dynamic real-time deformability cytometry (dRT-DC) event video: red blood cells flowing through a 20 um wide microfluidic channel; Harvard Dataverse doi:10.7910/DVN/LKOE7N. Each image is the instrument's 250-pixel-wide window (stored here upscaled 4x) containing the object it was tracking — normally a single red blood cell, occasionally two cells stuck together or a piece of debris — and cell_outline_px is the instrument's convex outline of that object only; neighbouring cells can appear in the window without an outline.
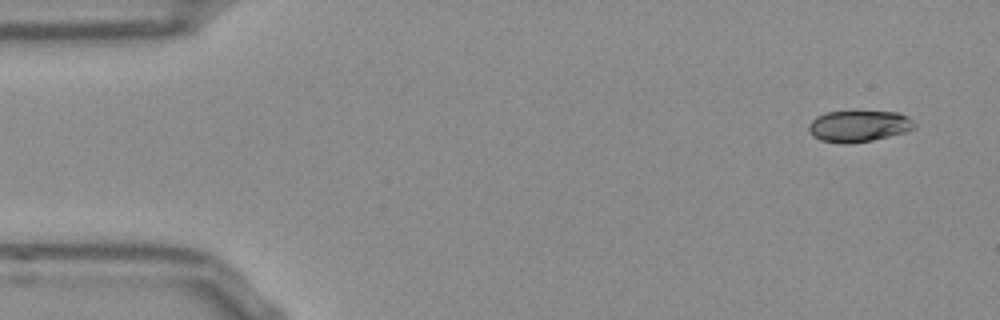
{"species": "Egyptian fruit bat (a non-hibernating species)", "species_latin": "Rousettus aegyptiacus", "temperature_condition": "room temperature", "stored_images_in_passage": 51, "camera_frame_rate_fps": 3000, "um_per_image_px": 0.085, "frame": {"image": 1, "passage_image": 1, "time_ms": 0.0, "image_size_px": [1000, 320], "cell_outline_px": [[916, 128], [904, 132], [872, 140], [844, 144], [820, 140], [812, 136], [808, 132], [808, 124], [816, 116], [824, 112], [856, 108], [896, 112], [908, 116], [916, 124]], "centroid_in_image_um": [72.96, 10.65], "position_along_channel_um": 12.0, "area_um2": 20.35}}
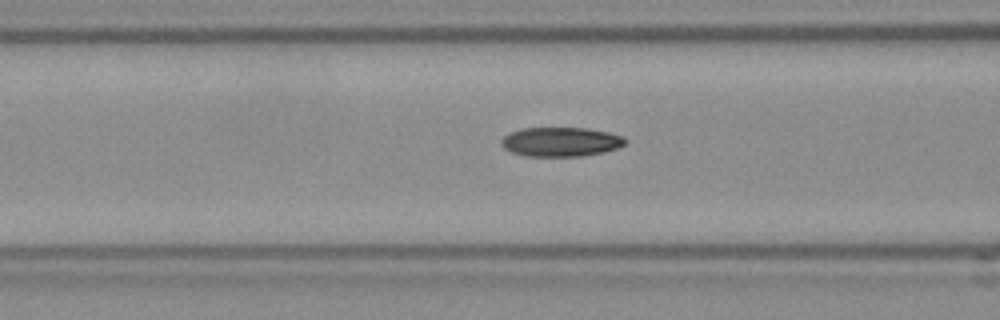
{"frame": {"image": 2, "passage_image": 18, "time_ms": 5.667, "image_size_px": [1000, 320], "cell_outline_px": [[624, 144], [616, 148], [604, 152], [584, 156], [524, 156], [512, 152], [504, 148], [500, 140], [504, 136], [520, 128], [588, 128], [608, 132], [624, 136]], "centroid_in_image_um": [47.65, 12.05], "position_along_channel_um": 118.9, "area_um2": 21.1}}
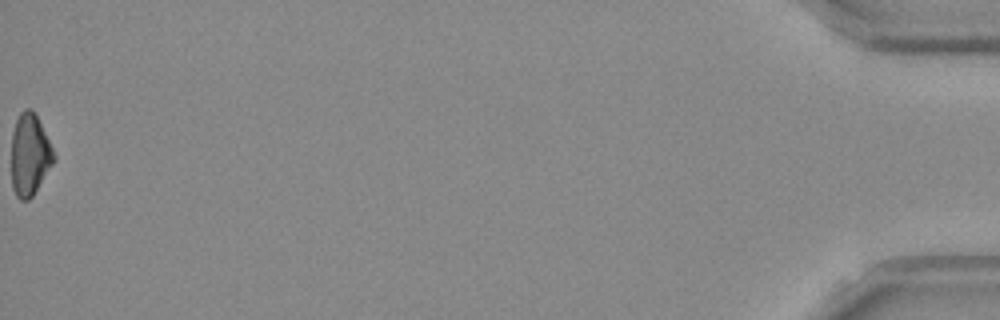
{"frame": {"image": 3, "passage_image": 51, "time_ms": 16.667, "image_size_px": [1000, 320], "cell_outline_px": [[56, 160], [32, 196], [28, 200], [20, 200], [16, 196], [12, 188], [12, 132], [16, 120], [20, 112], [24, 108], [32, 108], [56, 156]], "centroid_in_image_um": [2.52, 13.16], "position_along_channel_um": 432.7, "area_um2": 20.11}, "authors_computed_cell_mechanics": {"area_um2": 20.6924, "velocity_mm_per_s": 3.8257, "shape_relaxation_time_tau1_ms": 9.2124, "shape_relaxation_time_tau2_ms": 9.2966, "deformation_change_tau1": 0.2023, "deformation_change_tau2": 0.138}}